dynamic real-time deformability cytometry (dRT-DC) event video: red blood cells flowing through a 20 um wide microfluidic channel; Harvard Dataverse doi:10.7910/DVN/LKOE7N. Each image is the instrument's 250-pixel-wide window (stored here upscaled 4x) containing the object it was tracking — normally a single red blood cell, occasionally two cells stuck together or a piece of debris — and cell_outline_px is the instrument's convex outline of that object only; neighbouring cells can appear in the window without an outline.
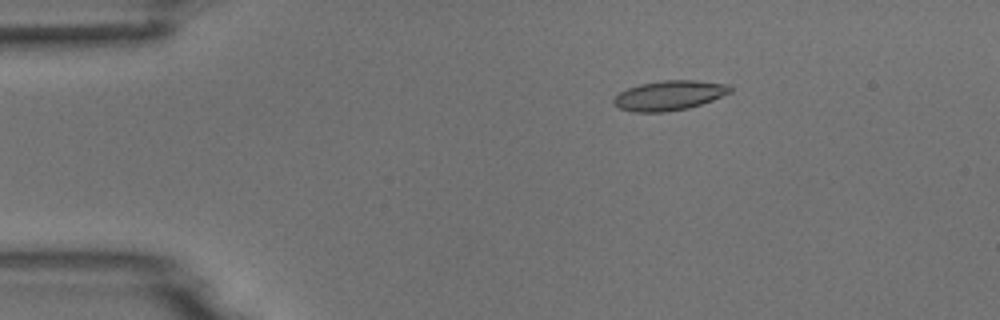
{"species": "common noctule bat (a hibernating species)", "species_latin": "Nyctalus noctula", "temperature_condition": "room temperature", "stored_images_in_passage": 6, "camera_frame_rate_fps": 3000, "um_per_image_px": 0.085, "animal": {"sex": "male", "body_mass_g": 18.8}, "frame": {"image": 1, "passage_image": 3, "time_ms": 2.333, "image_size_px": [1000, 320], "cell_outline_px": [[732, 92], [712, 100], [688, 108], [664, 112], [632, 112], [620, 108], [612, 104], [612, 100], [620, 92], [628, 88], [640, 84], [664, 80], [696, 80], [728, 84], [732, 88]], "centroid_in_image_um": [56.88, 8.11], "position_along_channel_um": 28.1, "area_um2": 20.17}}
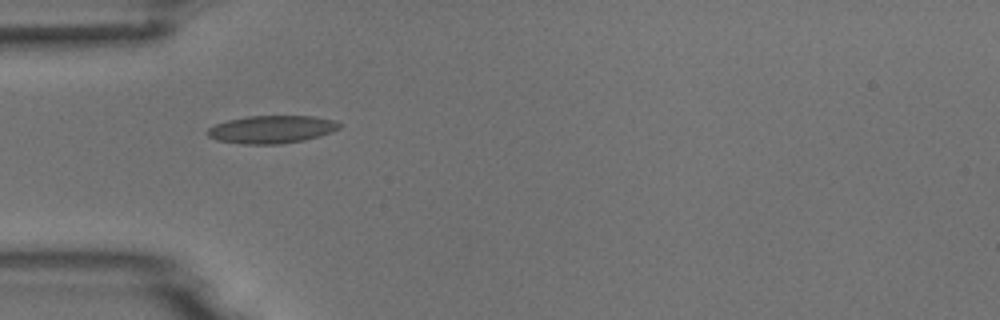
{"frame": {"image": 2, "passage_image": 5, "time_ms": 4.667, "image_size_px": [1000, 320], "cell_outline_px": [[340, 128], [332, 132], [320, 136], [304, 140], [280, 144], [240, 144], [216, 140], [208, 136], [204, 132], [208, 128], [216, 124], [228, 120], [248, 116], [312, 116], [336, 120], [340, 124]], "centroid_in_image_um": [23.08, 11.0], "position_along_channel_um": 61.9, "area_um2": 21.5}}